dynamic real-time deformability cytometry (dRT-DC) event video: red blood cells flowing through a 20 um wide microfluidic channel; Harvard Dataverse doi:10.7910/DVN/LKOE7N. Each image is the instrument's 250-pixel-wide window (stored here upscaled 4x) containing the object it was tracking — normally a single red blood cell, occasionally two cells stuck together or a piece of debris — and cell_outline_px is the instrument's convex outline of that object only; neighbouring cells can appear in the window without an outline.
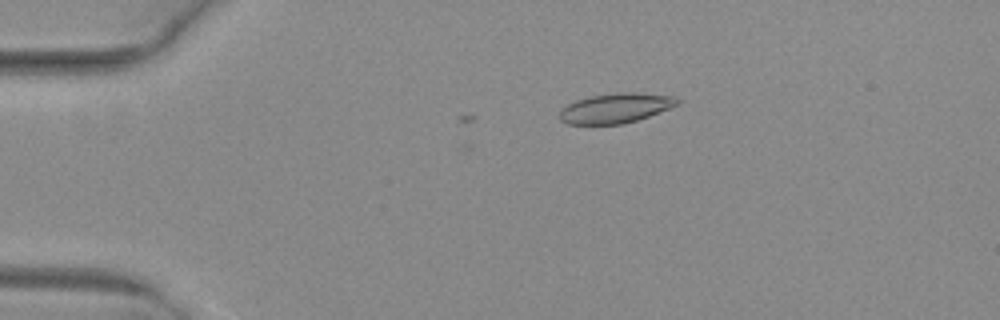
{"species": "common noctule bat (a hibernating species)", "species_latin": "Nyctalus noctula", "temperature_condition": "warm", "stored_images_in_passage": 3, "camera_frame_rate_fps": 3000, "um_per_image_px": 0.085, "animal": {"sex": "female", "body_mass_g": 29.2, "forearm_length_mm": 56.3}, "frame": {"image": 1, "passage_image": 3, "time_ms": 0.667, "image_size_px": [1000, 320], "cell_outline_px": [[680, 104], [648, 116], [624, 124], [568, 124], [560, 120], [560, 112], [568, 104], [576, 100], [592, 96], [616, 92], [636, 92], [676, 96], [680, 100]], "centroid_in_image_um": [52.37, 9.18], "position_along_channel_um": 32.6, "area_um2": 20.4}}